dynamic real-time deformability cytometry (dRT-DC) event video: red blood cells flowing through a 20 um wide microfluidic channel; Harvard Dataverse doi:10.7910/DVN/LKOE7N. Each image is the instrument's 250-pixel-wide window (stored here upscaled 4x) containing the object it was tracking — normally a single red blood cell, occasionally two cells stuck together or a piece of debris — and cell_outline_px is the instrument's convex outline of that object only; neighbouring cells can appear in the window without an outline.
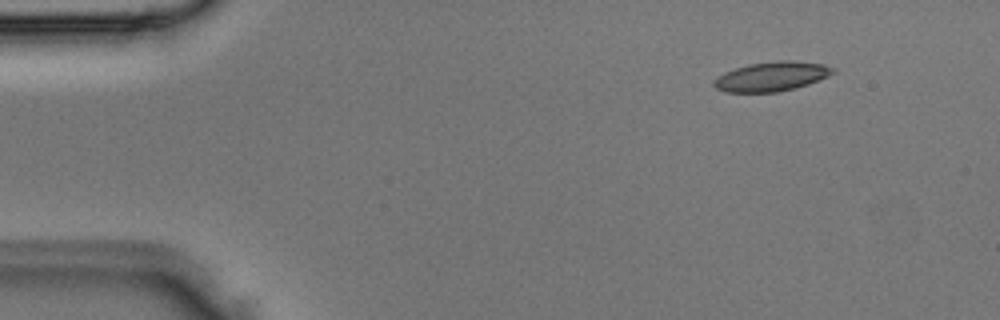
{"species": "Egyptian fruit bat (a non-hibernating species)", "species_latin": "Rousettus aegyptiacus", "temperature_condition": "room temperature", "stored_images_in_passage": 2, "camera_frame_rate_fps": 3000, "um_per_image_px": 0.085, "animal": {"sex": "male"}, "frame": {"image": 1, "passage_image": 1, "time_ms": 0.0, "image_size_px": [1000, 320], "cell_outline_px": [[836, 72], [828, 76], [808, 84], [796, 88], [776, 92], [724, 92], [716, 88], [712, 84], [712, 80], [724, 72], [748, 64], [780, 60], [792, 60], [824, 64], [836, 68]], "centroid_in_image_um": [65.59, 6.49], "position_along_channel_um": 19.4, "area_um2": 20.58}}